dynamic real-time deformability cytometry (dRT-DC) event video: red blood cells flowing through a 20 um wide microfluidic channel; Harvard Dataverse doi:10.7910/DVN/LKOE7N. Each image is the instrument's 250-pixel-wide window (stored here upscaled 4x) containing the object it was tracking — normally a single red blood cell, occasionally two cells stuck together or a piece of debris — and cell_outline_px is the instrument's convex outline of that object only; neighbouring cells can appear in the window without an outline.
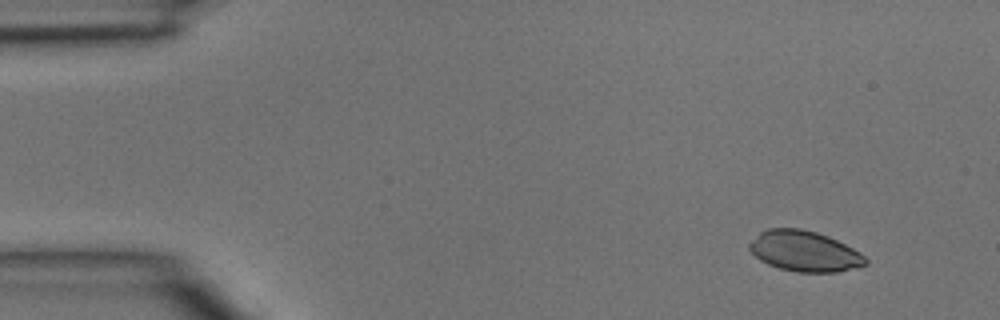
{"species": "common noctule bat (a hibernating species)", "species_latin": "Nyctalus noctula", "temperature_condition": "room temperature", "stored_images_in_passage": 3, "camera_frame_rate_fps": 3000, "um_per_image_px": 0.085, "animal": {"sex": "male", "body_mass_g": 15.6}, "frame": {"image": 1, "passage_image": 1, "time_ms": 0.0, "image_size_px": [1000, 320], "cell_outline_px": [[868, 264], [856, 268], [840, 272], [796, 272], [780, 268], [768, 264], [760, 260], [748, 248], [748, 244], [760, 232], [768, 228], [800, 228], [816, 232], [828, 236], [860, 252], [868, 260]], "centroid_in_image_um": [68.39, 21.36], "position_along_channel_um": 16.6, "area_um2": 27.46}}
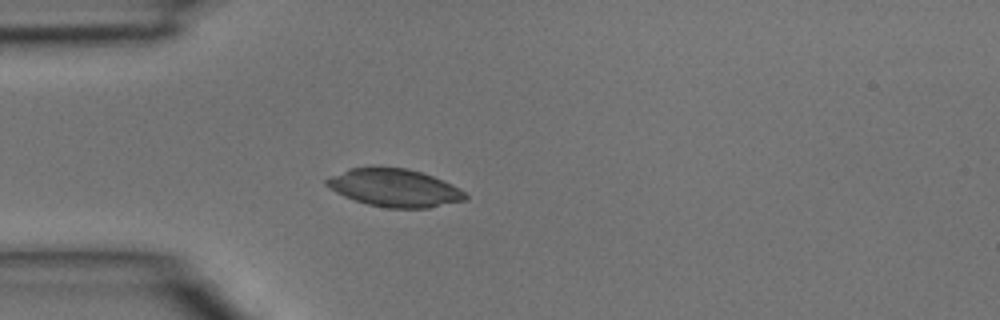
{"frame": {"image": 2, "passage_image": 3, "time_ms": 0.667, "image_size_px": [1000, 320], "cell_outline_px": [[468, 200], [428, 208], [388, 208], [368, 204], [344, 196], [328, 188], [324, 184], [324, 180], [348, 168], [408, 168], [432, 176], [452, 184], [460, 188], [468, 196]], "centroid_in_image_um": [33.55, 15.98], "position_along_channel_um": 51.4, "area_um2": 30.4}}